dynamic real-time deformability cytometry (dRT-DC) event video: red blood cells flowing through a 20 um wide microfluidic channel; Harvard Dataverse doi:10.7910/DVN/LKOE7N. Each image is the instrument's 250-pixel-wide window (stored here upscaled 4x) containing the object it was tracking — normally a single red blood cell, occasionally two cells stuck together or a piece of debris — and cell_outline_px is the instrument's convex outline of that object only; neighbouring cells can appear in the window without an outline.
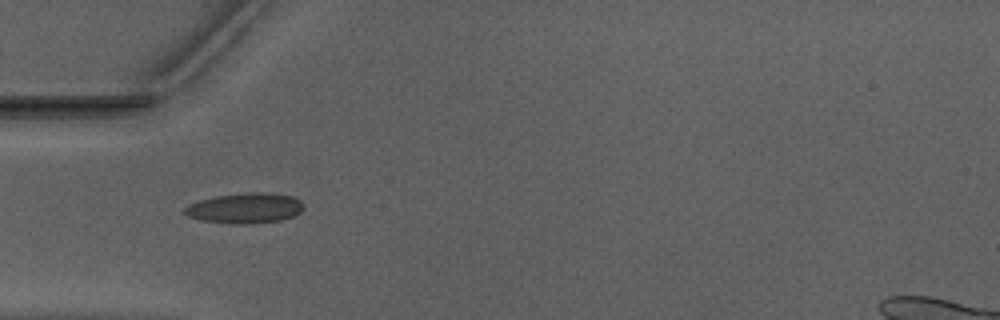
{"species": "Egyptian fruit bat (a non-hibernating species)", "species_latin": "Rousettus aegyptiacus", "temperature_condition": "warm", "stored_images_in_passage": 36, "camera_frame_rate_fps": 3000, "um_per_image_px": 0.085, "animal": {"sex": "male"}, "frame": {"image": 1, "passage_image": 1, "time_ms": 0.0, "image_size_px": [1000, 320], "cell_outline_px": [[304, 208], [300, 212], [292, 216], [280, 220], [248, 224], [232, 224], [200, 220], [188, 216], [184, 212], [184, 208], [188, 204], [200, 200], [216, 196], [244, 192], [268, 192], [292, 196], [300, 200], [304, 204]], "centroid_in_image_um": [20.83, 17.68], "position_along_channel_um": 64.2, "area_um2": 21.15}}
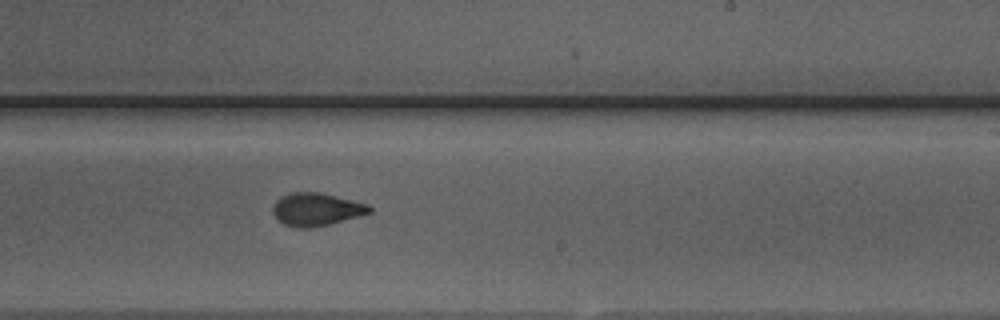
{"frame": {"image": 2, "passage_image": 16, "time_ms": 5.0, "image_size_px": [1000, 320], "cell_outline_px": [[372, 212], [360, 216], [328, 224], [308, 228], [296, 228], [284, 224], [272, 212], [272, 208], [276, 200], [280, 196], [292, 192], [320, 192], [368, 204], [372, 208]], "centroid_in_image_um": [26.89, 17.79], "position_along_channel_um": 262.1, "area_um2": 18.44}}
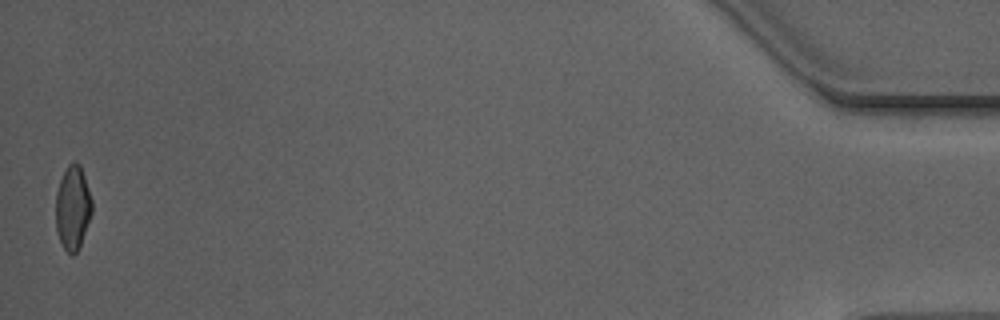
{"frame": {"image": 3, "passage_image": 36, "time_ms": 11.667, "image_size_px": [1000, 320], "cell_outline_px": [[92, 212], [80, 248], [72, 256], [64, 248], [56, 232], [56, 192], [60, 180], [68, 164], [72, 160], [76, 160], [80, 164], [92, 200]], "centroid_in_image_um": [6.19, 17.65], "position_along_channel_um": 429.0, "area_um2": 17.86}, "authors_computed_cell_mechanics": {"area_um2": 18.3804, "velocity_mm_per_s": 3.9719, "shape_relaxation_time_tau1_ms": 7.7633, "shape_relaxation_time_tau2_ms": 1.2603, "deformation_change_tau1": 0.214, "deformation_change_tau2": 0.0624}}